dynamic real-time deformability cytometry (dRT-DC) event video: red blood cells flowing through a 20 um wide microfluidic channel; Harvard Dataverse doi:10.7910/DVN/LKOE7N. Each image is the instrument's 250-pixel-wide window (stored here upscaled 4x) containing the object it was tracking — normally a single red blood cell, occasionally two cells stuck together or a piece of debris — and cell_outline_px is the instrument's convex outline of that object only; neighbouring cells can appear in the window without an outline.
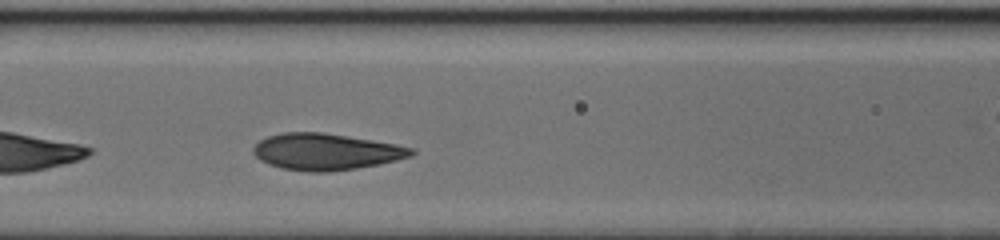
{"species": "human", "species_latin": "Homo sapiens", "temperature_condition": "cold", "stored_images_in_passage": 26, "camera_frame_rate_fps": 3000, "um_per_image_px": 0.085, "donor": {"sex": "female"}, "frame": {"image": 1, "passage_image": 7, "time_ms": 2.0, "image_size_px": [1000, 240], "cell_outline_px": [[416, 152], [412, 156], [380, 164], [356, 168], [328, 172], [308, 172], [284, 168], [268, 164], [260, 160], [252, 152], [252, 148], [260, 140], [268, 136], [284, 132], [320, 132], [348, 136], [396, 144], [416, 148]], "centroid_in_image_um": [27.72, 12.9], "position_along_channel_um": 138.9, "area_um2": 33.64}}
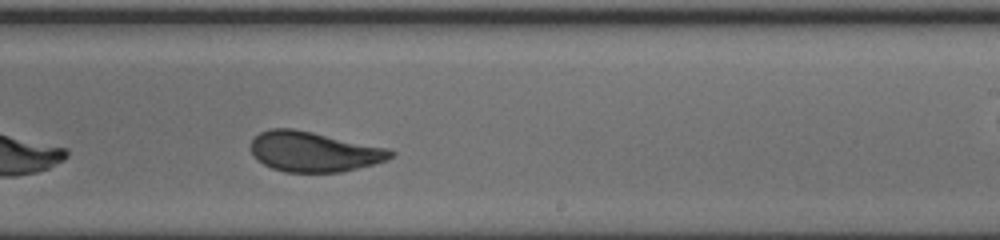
{"frame": {"image": 2, "passage_image": 16, "time_ms": 5.0, "image_size_px": [1000, 240], "cell_outline_px": [[396, 152], [388, 160], [340, 172], [284, 172], [272, 168], [256, 160], [252, 156], [252, 140], [260, 132], [272, 128], [292, 128], [312, 132], [388, 148]], "centroid_in_image_um": [26.66, 12.89], "position_along_channel_um": 262.3, "area_um2": 32.48}}
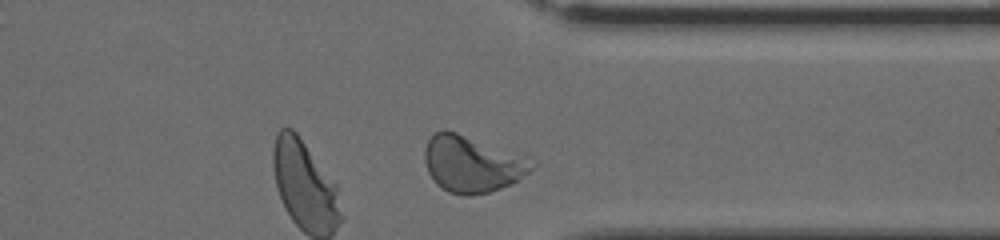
{"frame": {"image": 3, "passage_image": 24, "time_ms": 7.667, "image_size_px": [1000, 240], "cell_outline_px": [[536, 164], [528, 172], [512, 184], [488, 192], [468, 196], [448, 192], [436, 184], [432, 180], [428, 172], [424, 160], [424, 148], [428, 140], [436, 132], [456, 132], [528, 156], [536, 160]], "centroid_in_image_um": [40.15, 13.95], "position_along_channel_um": 371.2, "area_um2": 35.26}}